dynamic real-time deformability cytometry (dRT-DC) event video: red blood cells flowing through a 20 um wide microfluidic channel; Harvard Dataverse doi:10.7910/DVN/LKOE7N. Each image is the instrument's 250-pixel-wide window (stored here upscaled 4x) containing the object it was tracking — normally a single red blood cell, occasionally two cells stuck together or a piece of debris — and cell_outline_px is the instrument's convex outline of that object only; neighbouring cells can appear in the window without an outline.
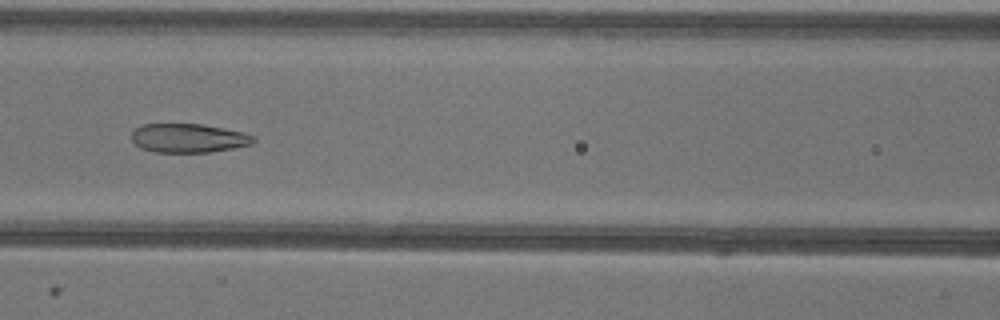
{"species": "common noctule bat (a hibernating species)", "species_latin": "Nyctalus noctula", "temperature_condition": "warm", "stored_images_in_passage": 51, "camera_frame_rate_fps": 3000, "um_per_image_px": 0.085, "animal": {"sex": "female"}, "frame": {"image": 1, "passage_image": 22, "time_ms": 7.0, "image_size_px": [1000, 320], "cell_outline_px": [[256, 140], [252, 144], [232, 148], [208, 152], [156, 152], [140, 148], [132, 140], [132, 132], [136, 128], [144, 124], [200, 124], [224, 128], [244, 132], [256, 136]], "centroid_in_image_um": [16.05, 11.73], "position_along_channel_um": 150.6, "area_um2": 20.52}}
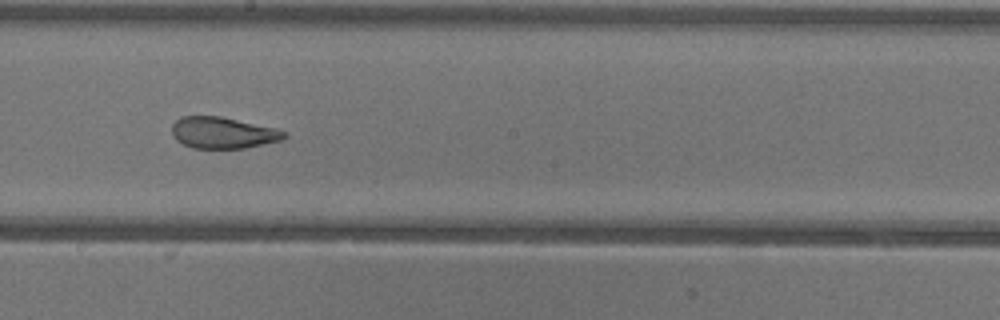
{"frame": {"image": 2, "passage_image": 28, "time_ms": 9.0, "image_size_px": [1000, 320], "cell_outline_px": [[288, 136], [280, 140], [244, 148], [192, 148], [176, 140], [172, 136], [172, 124], [180, 116], [220, 116], [276, 128], [284, 132]], "centroid_in_image_um": [18.9, 11.28], "position_along_channel_um": 229.3, "area_um2": 20.46}}
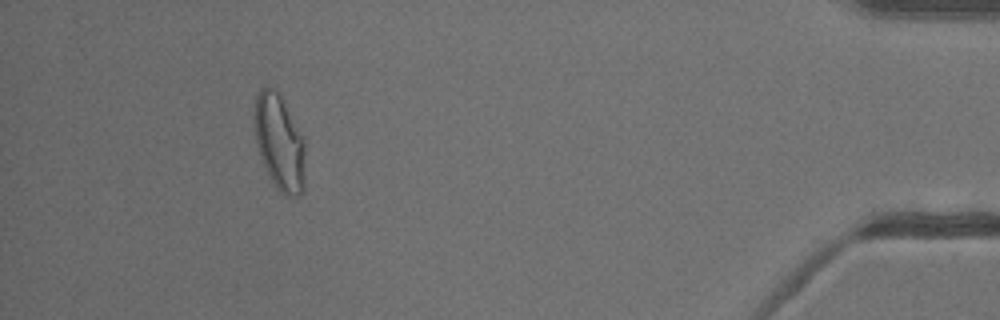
{"frame": {"image": 3, "passage_image": 47, "time_ms": 15.333, "image_size_px": [1000, 320], "cell_outline_px": [[304, 192], [300, 196], [288, 196], [276, 188], [268, 176], [260, 156], [256, 140], [252, 120], [252, 112], [256, 96], [260, 88], [272, 88], [284, 100], [304, 140]], "centroid_in_image_um": [23.72, 12.11], "position_along_channel_um": 411.5, "area_um2": 28.61}, "authors_computed_cell_mechanics": {"area_um2": 25.0274, "velocity_mm_per_s": 3.9348, "shape_relaxation_time_tau1_ms": null, "shape_relaxation_time_tau2_ms": 1.4844, "deformation_change_tau1": null, "deformation_change_tau2": 0.0918}}